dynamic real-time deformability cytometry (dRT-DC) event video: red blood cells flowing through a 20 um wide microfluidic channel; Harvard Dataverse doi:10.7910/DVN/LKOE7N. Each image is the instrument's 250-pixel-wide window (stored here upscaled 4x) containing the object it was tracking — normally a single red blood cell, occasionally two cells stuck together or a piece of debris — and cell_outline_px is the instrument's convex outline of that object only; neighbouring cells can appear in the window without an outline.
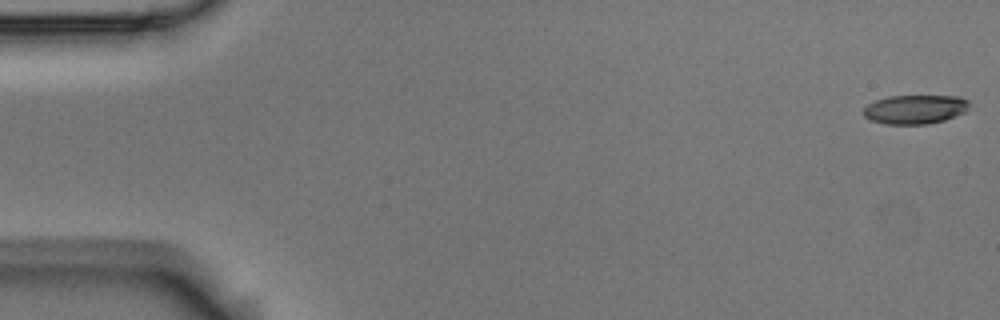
{"species": "Egyptian fruit bat (a non-hibernating species)", "species_latin": "Rousettus aegyptiacus", "temperature_condition": "room temperature", "stored_images_in_passage": 5, "camera_frame_rate_fps": 3000, "um_per_image_px": 0.085, "animal": {"sex": "male"}, "frame": {"image": 1, "passage_image": 1, "time_ms": 0.0, "image_size_px": [1000, 320], "cell_outline_px": [[968, 108], [964, 112], [944, 120], [928, 124], [884, 124], [872, 120], [864, 116], [864, 108], [868, 104], [876, 100], [888, 96], [960, 96], [968, 100]], "centroid_in_image_um": [77.78, 9.29], "position_along_channel_um": 7.2, "area_um2": 17.8}}
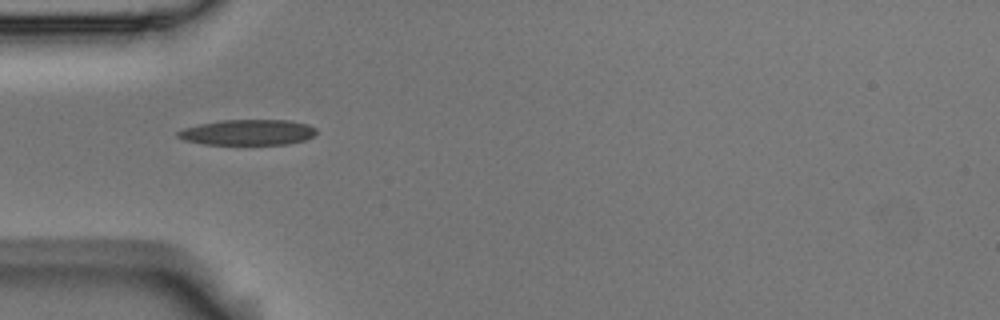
{"frame": {"image": 2, "passage_image": 5, "time_ms": 1.333, "image_size_px": [1000, 320], "cell_outline_px": [[316, 132], [312, 136], [304, 140], [288, 144], [204, 144], [184, 140], [176, 136], [176, 132], [184, 128], [200, 124], [220, 120], [288, 120], [308, 124], [316, 128]], "centroid_in_image_um": [21.05, 11.24], "position_along_channel_um": 63.9, "area_um2": 20.58}}